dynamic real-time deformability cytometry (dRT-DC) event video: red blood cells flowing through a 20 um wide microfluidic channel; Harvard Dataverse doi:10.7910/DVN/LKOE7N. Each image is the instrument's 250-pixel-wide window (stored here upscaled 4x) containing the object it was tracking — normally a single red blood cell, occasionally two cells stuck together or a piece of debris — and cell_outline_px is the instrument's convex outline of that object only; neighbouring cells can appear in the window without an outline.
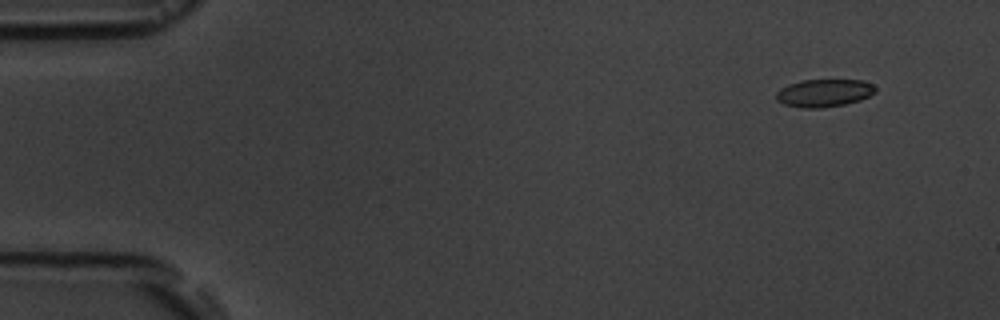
{"species": "common noctule bat (a hibernating species)", "species_latin": "Nyctalus noctula", "temperature_condition": "room temperature", "stored_images_in_passage": 10, "camera_frame_rate_fps": 3000, "um_per_image_px": 0.085, "animal": {"sex": "male", "body_mass_g": 19.5, "forearm_length_mm": 54.6}, "frame": {"image": 1, "passage_image": 1, "time_ms": 0.0, "image_size_px": [1000, 320], "cell_outline_px": [[876, 92], [860, 100], [844, 104], [820, 108], [800, 108], [784, 104], [776, 100], [776, 92], [780, 88], [788, 84], [804, 80], [864, 80], [872, 84], [876, 88]], "centroid_in_image_um": [70.03, 7.9], "position_along_channel_um": 15.0, "area_um2": 16.07}}
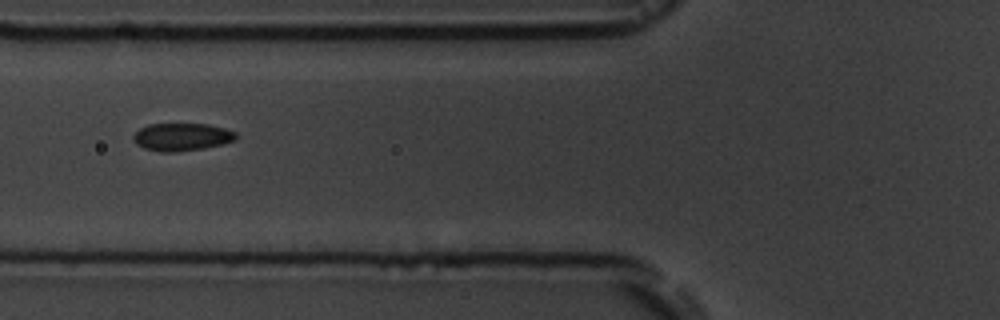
{"frame": {"image": 2, "passage_image": 6, "time_ms": 5.667, "image_size_px": [1000, 320], "cell_outline_px": [[236, 140], [220, 144], [200, 148], [176, 152], [160, 152], [144, 148], [136, 144], [132, 140], [132, 136], [140, 128], [148, 124], [208, 124], [224, 128], [236, 132]], "centroid_in_image_um": [15.41, 11.63], "position_along_channel_um": 110.4, "area_um2": 16.47}}
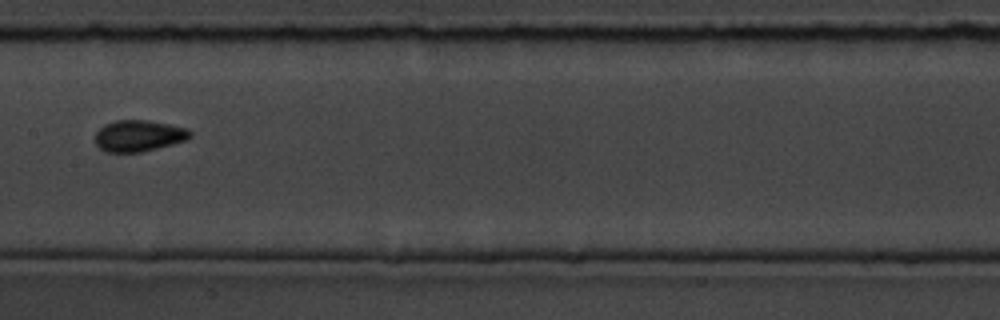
{"frame": {"image": 3, "passage_image": 8, "time_ms": 8.0, "image_size_px": [1000, 320], "cell_outline_px": [[192, 136], [188, 140], [140, 152], [104, 152], [96, 144], [96, 132], [104, 124], [116, 120], [148, 120], [188, 128], [192, 132]], "centroid_in_image_um": [11.81, 11.53], "position_along_channel_um": 195.6, "area_um2": 17.4}}